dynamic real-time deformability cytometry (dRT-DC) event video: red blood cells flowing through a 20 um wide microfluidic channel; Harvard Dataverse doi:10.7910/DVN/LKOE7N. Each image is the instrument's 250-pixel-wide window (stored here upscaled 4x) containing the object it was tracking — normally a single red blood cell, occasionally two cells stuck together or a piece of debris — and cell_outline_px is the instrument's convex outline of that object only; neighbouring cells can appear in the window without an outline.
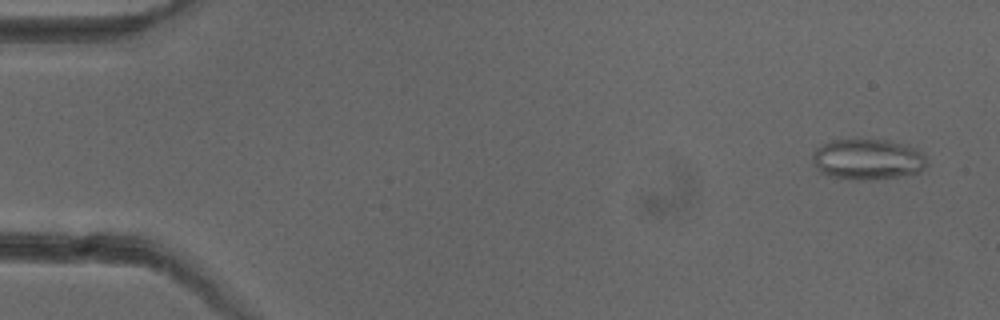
{"species": "common noctule bat (a hibernating species)", "species_latin": "Nyctalus noctula", "temperature_condition": "cold", "stored_images_in_passage": 52, "camera_frame_rate_fps": 3000, "um_per_image_px": 0.085, "animal": {"sex": "female"}, "frame": {"image": 1, "passage_image": 3, "time_ms": 0.667, "image_size_px": [1000, 320], "cell_outline_px": [[928, 164], [920, 172], [896, 176], [860, 180], [856, 180], [828, 176], [820, 172], [816, 168], [812, 160], [812, 152], [816, 148], [832, 140], [888, 140], [916, 148], [924, 156]], "centroid_in_image_um": [73.72, 13.54], "position_along_channel_um": 11.3, "area_um2": 26.93}}
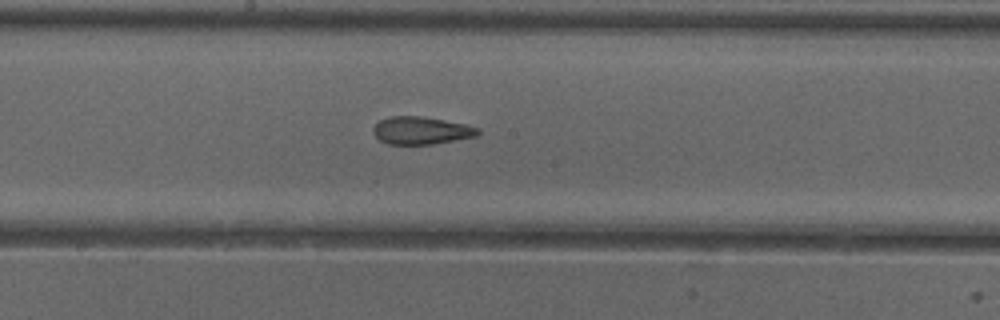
{"frame": {"image": 2, "passage_image": 28, "time_ms": 9.0, "image_size_px": [1000, 320], "cell_outline_px": [[480, 132], [476, 136], [432, 144], [388, 144], [380, 140], [372, 132], [372, 128], [380, 120], [388, 116], [420, 116], [444, 120], [464, 124], [480, 128]], "centroid_in_image_um": [35.78, 11.09], "position_along_channel_um": 212.4, "area_um2": 16.76}}
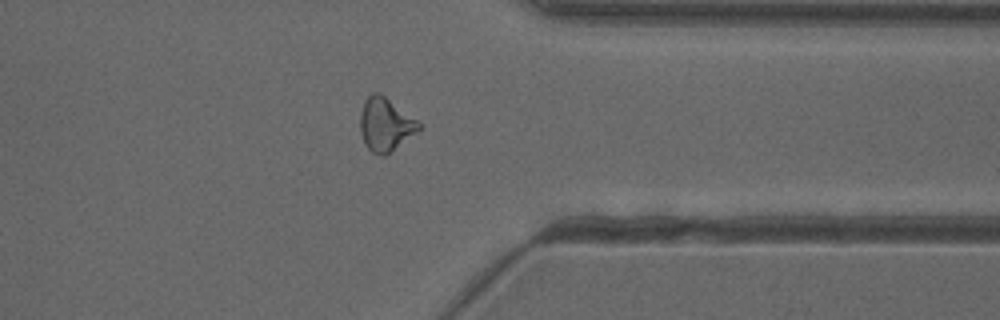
{"frame": {"image": 3, "passage_image": 41, "time_ms": 13.333, "image_size_px": [1000, 320], "cell_outline_px": [[424, 124], [416, 132], [384, 156], [380, 156], [372, 152], [364, 144], [360, 132], [360, 112], [364, 100], [372, 92], [380, 92]], "centroid_in_image_um": [32.75, 10.55], "position_along_channel_um": 378.7, "area_um2": 18.38}, "authors_computed_cell_mechanics": {"area_um2": 18.6116, "velocity_mm_per_s": 3.9849, "shape_relaxation_time_tau1_ms": null, "shape_relaxation_time_tau2_ms": 1.8565, "deformation_change_tau1": null, "deformation_change_tau2": 0.1016}}